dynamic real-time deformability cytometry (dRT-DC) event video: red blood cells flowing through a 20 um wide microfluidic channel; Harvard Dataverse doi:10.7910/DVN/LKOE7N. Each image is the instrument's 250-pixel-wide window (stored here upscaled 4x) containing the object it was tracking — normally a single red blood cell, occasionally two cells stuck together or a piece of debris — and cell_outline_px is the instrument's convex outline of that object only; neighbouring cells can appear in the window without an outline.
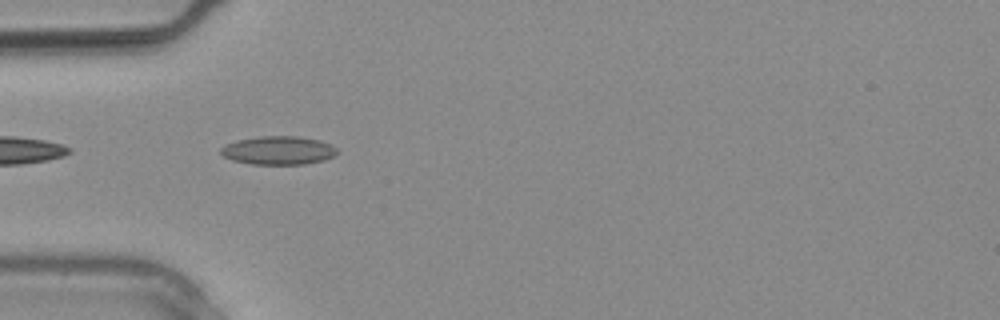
{"species": "common noctule bat (a hibernating species)", "species_latin": "Nyctalus noctula", "temperature_condition": "warm", "stored_images_in_passage": 5, "camera_frame_rate_fps": 3000, "um_per_image_px": 0.085, "animal": {"sex": "male", "body_mass_g": 20.4}, "frame": {"image": 1, "passage_image": 2, "time_ms": 0.333, "image_size_px": [1000, 320], "cell_outline_px": [[340, 152], [336, 156], [324, 160], [304, 164], [252, 164], [232, 160], [224, 156], [220, 152], [220, 148], [224, 144], [240, 140], [260, 136], [300, 136], [320, 140], [332, 144]], "centroid_in_image_um": [23.71, 12.78], "position_along_channel_um": 61.3, "area_um2": 19.48}}